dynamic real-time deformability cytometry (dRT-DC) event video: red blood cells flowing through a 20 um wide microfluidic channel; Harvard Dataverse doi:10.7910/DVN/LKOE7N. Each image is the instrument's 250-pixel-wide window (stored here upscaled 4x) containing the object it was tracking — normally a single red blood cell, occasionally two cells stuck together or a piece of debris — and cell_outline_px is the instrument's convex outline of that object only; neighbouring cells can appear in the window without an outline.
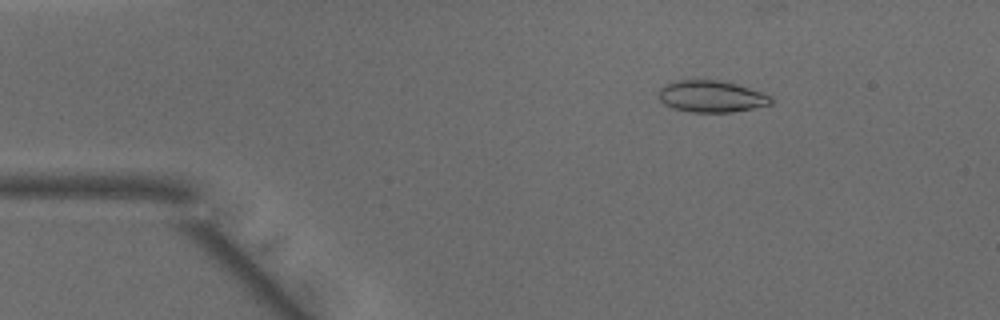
{"species": "common noctule bat (a hibernating species)", "species_latin": "Nyctalus noctula", "temperature_condition": "warm", "stored_images_in_passage": 48, "camera_frame_rate_fps": 3000, "um_per_image_px": 0.085, "animal": {"sex": "male", "body_mass_g": 15.6}, "frame": {"image": 1, "passage_image": 7, "time_ms": 2.0, "image_size_px": [1000, 320], "cell_outline_px": [[772, 104], [732, 112], [692, 112], [672, 108], [664, 104], [660, 100], [660, 88], [664, 84], [672, 80], [720, 80], [736, 84], [772, 96]], "centroid_in_image_um": [60.44, 8.19], "position_along_channel_um": 24.6, "area_um2": 20.69}}
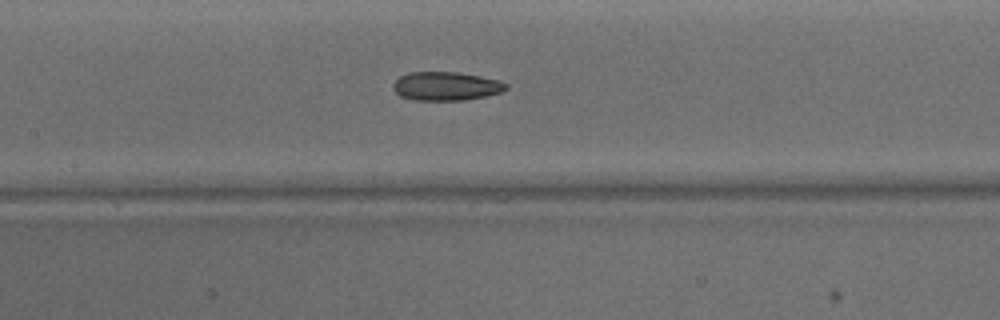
{"frame": {"image": 2, "passage_image": 22, "time_ms": 7.0, "image_size_px": [1000, 320], "cell_outline_px": [[508, 88], [500, 92], [484, 96], [460, 100], [412, 100], [400, 96], [392, 88], [392, 84], [400, 76], [408, 72], [460, 72], [480, 76], [496, 80], [508, 84]], "centroid_in_image_um": [37.86, 7.32], "position_along_channel_um": 169.5, "area_um2": 18.79}}
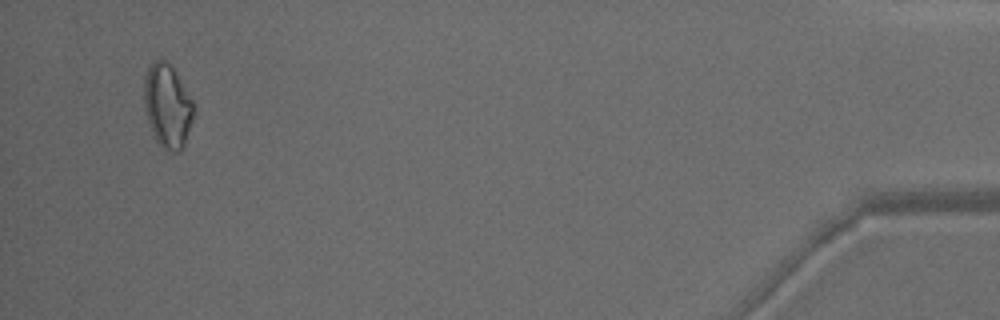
{"frame": {"image": 3, "passage_image": 46, "time_ms": 15.0, "image_size_px": [1000, 320], "cell_outline_px": [[196, 112], [184, 144], [180, 152], [172, 152], [164, 148], [156, 140], [152, 132], [148, 120], [144, 104], [144, 76], [152, 60], [164, 60], [172, 64], [192, 100]], "centroid_in_image_um": [14.25, 8.97], "position_along_channel_um": 421.0, "area_um2": 24.33}, "authors_computed_cell_mechanics": {"area_um2": 20.3745, "velocity_mm_per_s": 4.1568, "shape_relaxation_time_tau1_ms": null, "shape_relaxation_time_tau2_ms": 6.0427, "deformation_change_tau1": null, "deformation_change_tau2": 0.1362}}